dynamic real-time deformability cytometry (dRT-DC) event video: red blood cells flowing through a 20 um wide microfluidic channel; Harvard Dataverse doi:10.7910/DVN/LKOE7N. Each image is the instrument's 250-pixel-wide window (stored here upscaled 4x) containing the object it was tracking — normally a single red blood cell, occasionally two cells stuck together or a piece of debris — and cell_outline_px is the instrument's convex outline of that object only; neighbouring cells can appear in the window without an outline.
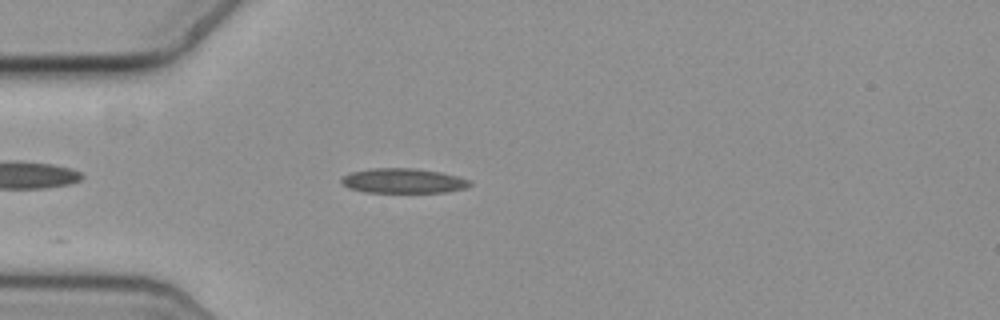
{"species": "common noctule bat (a hibernating species)", "species_latin": "Nyctalus noctula", "temperature_condition": "cold", "stored_images_in_passage": 7, "camera_frame_rate_fps": 3000, "um_per_image_px": 0.085, "animal": {"sex": "female", "body_mass_g": 19.3, "forearm_length_mm": 54.1}, "frame": {"image": 1, "passage_image": 2, "time_ms": 0.333, "image_size_px": [1000, 320], "cell_outline_px": [[472, 184], [468, 188], [448, 192], [364, 192], [348, 188], [340, 180], [344, 176], [352, 172], [372, 168], [412, 168], [440, 172], [456, 176], [468, 180]], "centroid_in_image_um": [34.29, 15.37], "position_along_channel_um": 50.7, "area_um2": 18.44}}